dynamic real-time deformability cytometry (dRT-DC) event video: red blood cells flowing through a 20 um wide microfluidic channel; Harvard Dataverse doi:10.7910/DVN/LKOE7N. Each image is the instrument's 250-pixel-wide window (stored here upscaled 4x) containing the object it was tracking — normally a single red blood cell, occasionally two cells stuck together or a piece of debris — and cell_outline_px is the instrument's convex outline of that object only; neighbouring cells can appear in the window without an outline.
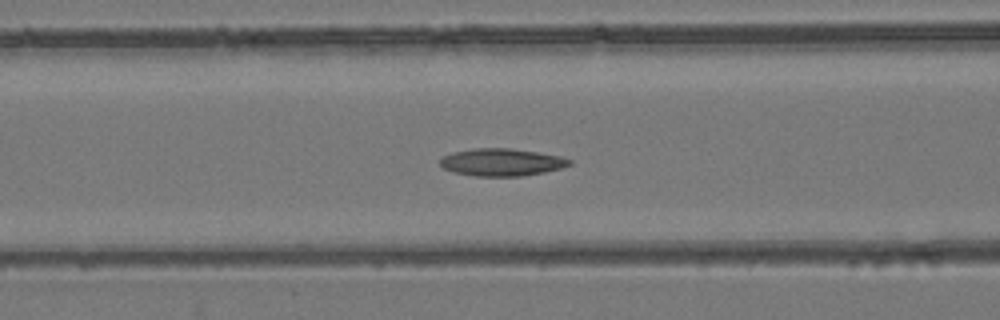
{"species": "common noctule bat (a hibernating species)", "species_latin": "Nyctalus noctula", "temperature_condition": "room temperature", "stored_images_in_passage": 41, "camera_frame_rate_fps": 3000, "um_per_image_px": 0.085, "animal": {"sex": "female", "body_mass_g": 24.6, "forearm_length_mm": 56.2}, "frame": {"image": 1, "passage_image": 12, "time_ms": 3.667, "image_size_px": [1000, 320], "cell_outline_px": [[572, 164], [560, 168], [544, 172], [520, 176], [476, 176], [452, 172], [444, 168], [440, 164], [440, 160], [444, 156], [452, 152], [476, 148], [508, 148], [536, 152], [560, 156], [572, 160]], "centroid_in_image_um": [42.63, 13.79], "position_along_channel_um": 124.0, "area_um2": 20.52}}
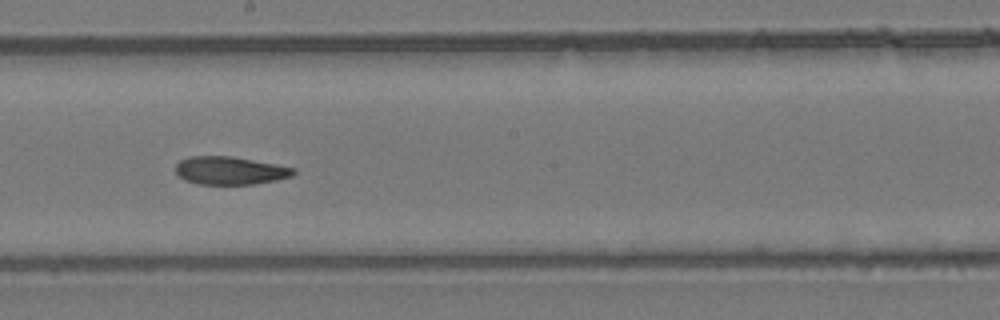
{"frame": {"image": 2, "passage_image": 20, "time_ms": 6.333, "image_size_px": [1000, 320], "cell_outline_px": [[296, 172], [292, 176], [276, 180], [256, 184], [200, 184], [184, 180], [176, 172], [176, 164], [180, 160], [188, 156], [232, 156], [276, 164], [296, 168]], "centroid_in_image_um": [19.56, 14.49], "position_along_channel_um": 228.6, "area_um2": 19.31}}
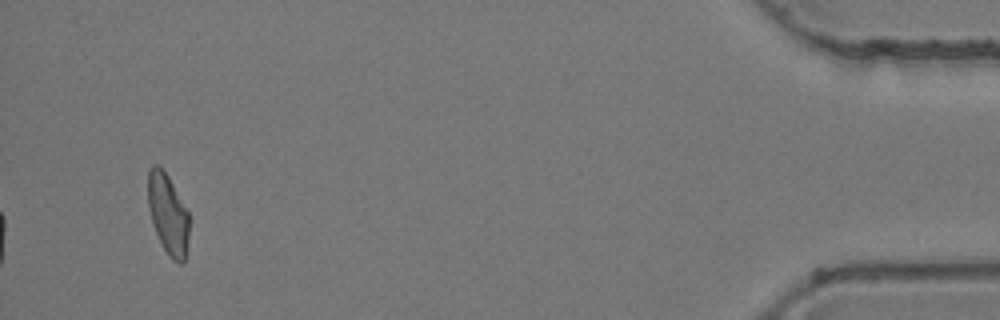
{"frame": {"image": 3, "passage_image": 41, "time_ms": 13.333, "image_size_px": [1000, 320], "cell_outline_px": [[188, 236], [184, 260], [180, 264], [172, 260], [168, 256], [156, 232], [152, 220], [148, 204], [148, 168], [152, 164], [156, 164], [168, 176], [188, 212]], "centroid_in_image_um": [14.26, 18.18], "position_along_channel_um": 420.9, "area_um2": 18.84}, "authors_computed_cell_mechanics": {"area_um2": 19.7676, "velocity_mm_per_s": 3.9203, "shape_relaxation_time_tau1_ms": null, "shape_relaxation_time_tau2_ms": 4.4536, "deformation_change_tau1": null, "deformation_change_tau2": 0.1139}}